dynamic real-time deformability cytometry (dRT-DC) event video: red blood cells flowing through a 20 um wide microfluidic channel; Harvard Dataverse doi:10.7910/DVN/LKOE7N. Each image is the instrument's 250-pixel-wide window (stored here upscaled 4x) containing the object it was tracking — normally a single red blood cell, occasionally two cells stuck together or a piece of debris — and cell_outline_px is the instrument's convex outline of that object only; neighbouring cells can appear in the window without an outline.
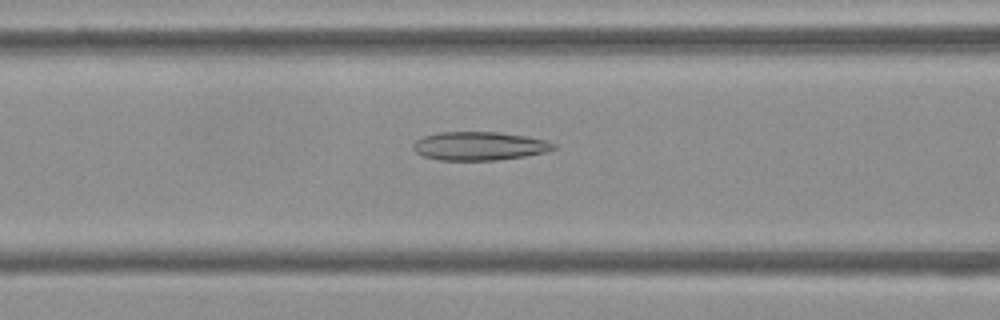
{"species": "Egyptian fruit bat (a non-hibernating species)", "species_latin": "Rousettus aegyptiacus", "temperature_condition": "cold", "stored_images_in_passage": 53, "camera_frame_rate_fps": 3000, "um_per_image_px": 0.085, "frame": {"image": 1, "passage_image": 21, "time_ms": 6.667, "image_size_px": [1000, 320], "cell_outline_px": [[556, 148], [548, 152], [524, 156], [496, 160], [440, 160], [424, 156], [416, 152], [412, 148], [412, 144], [416, 140], [424, 136], [436, 132], [500, 132], [524, 136], [544, 140], [556, 144]], "centroid_in_image_um": [40.73, 12.41], "position_along_channel_um": 125.9, "area_um2": 23.35}}
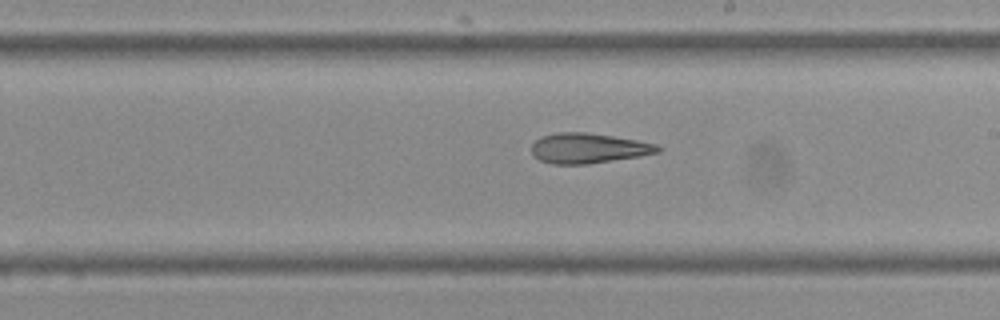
{"frame": {"image": 2, "passage_image": 30, "time_ms": 9.667, "image_size_px": [1000, 320], "cell_outline_px": [[664, 148], [660, 152], [640, 156], [588, 164], [552, 164], [540, 160], [532, 156], [532, 144], [540, 136], [556, 132], [588, 132], [636, 140], [656, 144]], "centroid_in_image_um": [50.0, 12.59], "position_along_channel_um": 239.0, "area_um2": 22.31}}
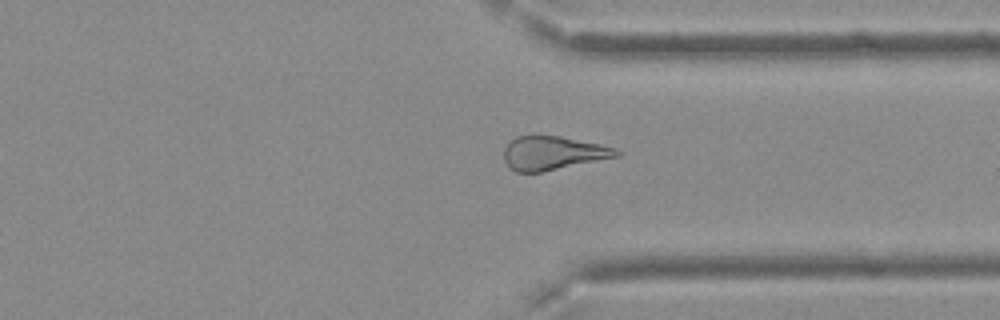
{"frame": {"image": 3, "passage_image": 40, "time_ms": 13.0, "image_size_px": [1000, 320], "cell_outline_px": [[620, 156], [540, 172], [516, 172], [508, 168], [504, 160], [504, 148], [516, 136], [532, 132], [560, 136], [616, 148], [620, 152]], "centroid_in_image_um": [46.93, 12.98], "position_along_channel_um": 364.5, "area_um2": 22.48}, "authors_computed_cell_mechanics": {"area_um2": 24.854, "velocity_mm_per_s": 3.767, "shape_relaxation_time_tau1_ms": null, "shape_relaxation_time_tau2_ms": 5.2802, "deformation_change_tau1": null, "deformation_change_tau2": 0.162}}